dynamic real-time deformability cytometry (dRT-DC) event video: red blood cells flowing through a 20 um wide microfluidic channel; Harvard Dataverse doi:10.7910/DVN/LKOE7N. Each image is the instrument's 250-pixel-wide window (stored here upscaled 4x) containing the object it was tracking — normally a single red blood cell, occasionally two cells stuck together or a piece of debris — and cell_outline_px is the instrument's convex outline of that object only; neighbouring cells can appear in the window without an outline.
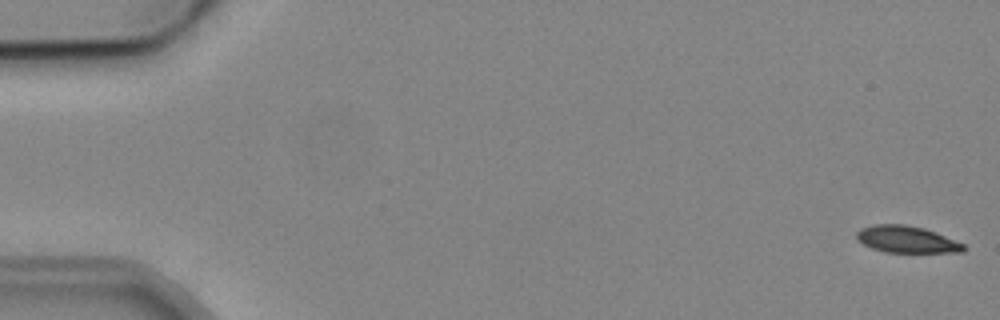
{"species": "common noctule bat (a hibernating species)", "species_latin": "Nyctalus noctula", "temperature_condition": "cold", "stored_images_in_passage": 6, "camera_frame_rate_fps": 3000, "um_per_image_px": 0.085, "animal": {"sex": "male", "body_mass_g": 19.2, "forearm_length_mm": 51.8}, "frame": {"image": 1, "passage_image": 1, "time_ms": 0.0, "image_size_px": [1000, 320], "cell_outline_px": [[968, 248], [964, 252], [884, 252], [872, 248], [856, 240], [856, 232], [860, 228], [876, 224], [904, 224], [924, 228], [964, 244]], "centroid_in_image_um": [77.04, 20.35], "position_along_channel_um": 8.0, "area_um2": 16.7}}
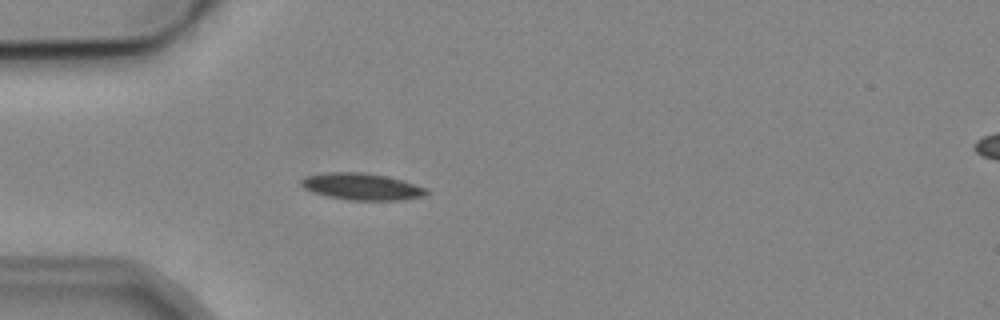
{"frame": {"image": 2, "passage_image": 5, "time_ms": 5.0, "image_size_px": [1000, 320], "cell_outline_px": [[428, 196], [400, 200], [348, 200], [328, 196], [312, 192], [304, 188], [300, 184], [300, 180], [304, 176], [328, 172], [364, 172], [388, 176], [428, 188]], "centroid_in_image_um": [30.77, 15.86], "position_along_channel_um": 54.2, "area_um2": 19.77}}